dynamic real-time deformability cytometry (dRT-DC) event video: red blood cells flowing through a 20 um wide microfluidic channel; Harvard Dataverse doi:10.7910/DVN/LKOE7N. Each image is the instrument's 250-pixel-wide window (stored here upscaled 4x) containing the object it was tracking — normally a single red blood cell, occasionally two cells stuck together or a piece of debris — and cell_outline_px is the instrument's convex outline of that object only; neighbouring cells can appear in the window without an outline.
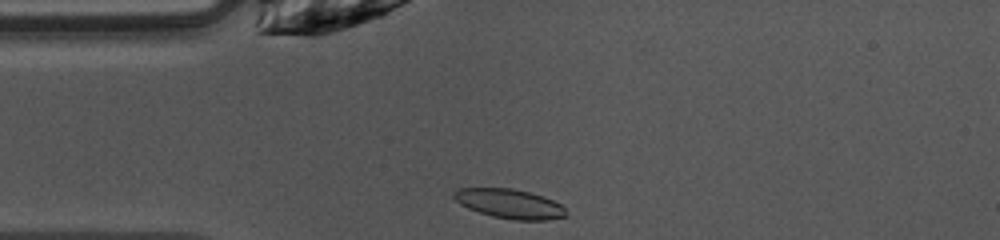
{"species": "common noctule bat (a hibernating species)", "species_latin": "Nyctalus noctula", "temperature_condition": "warm", "stored_images_in_passage": 38, "camera_frame_rate_fps": 3000, "um_per_image_px": 0.085, "animal": {"sex": "female", "body_mass_g": 10.0, "forearm_length_mm": 53.1}, "frame": {"image": 1, "passage_image": 1, "time_ms": 0.0, "image_size_px": [1000, 240], "cell_outline_px": [[568, 216], [548, 220], [512, 220], [492, 216], [468, 208], [460, 204], [452, 196], [452, 192], [456, 188], [512, 188], [544, 196], [560, 204], [568, 212]], "centroid_in_image_um": [43.32, 17.32], "position_along_channel_um": 41.7, "area_um2": 19.36}}
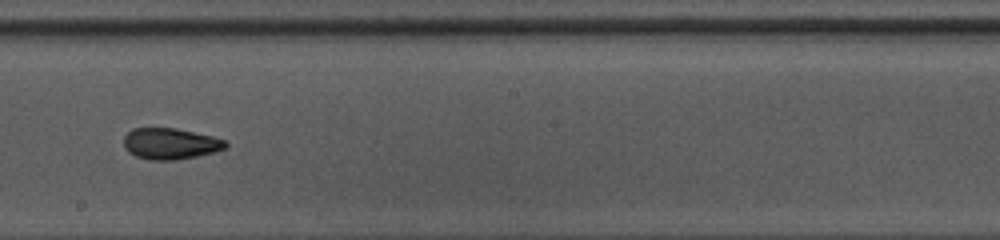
{"frame": {"image": 2, "passage_image": 16, "time_ms": 5.0, "image_size_px": [1000, 240], "cell_outline_px": [[228, 144], [224, 148], [216, 152], [176, 160], [148, 160], [136, 156], [128, 152], [124, 148], [124, 136], [132, 128], [176, 128], [212, 136], [224, 140]], "centroid_in_image_um": [14.45, 12.21], "position_along_channel_um": 233.7, "area_um2": 18.55}}
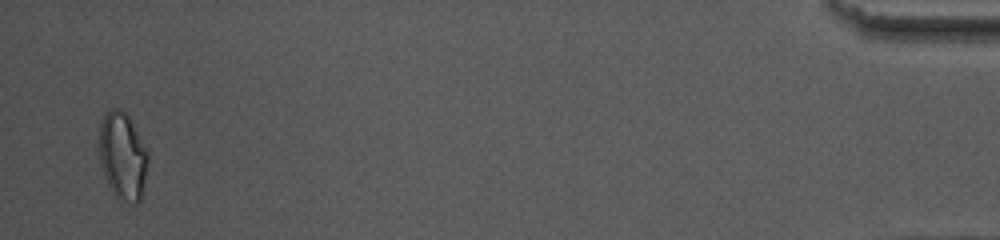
{"frame": {"image": 3, "passage_image": 37, "time_ms": 12.0, "image_size_px": [1000, 240], "cell_outline_px": [[148, 160], [140, 200], [136, 204], [120, 204], [112, 192], [104, 176], [100, 164], [96, 148], [100, 120], [104, 112], [108, 108], [120, 108], [128, 116], [140, 136], [148, 152]], "centroid_in_image_um": [10.36, 13.26], "position_along_channel_um": 424.8, "area_um2": 25.84}, "authors_computed_cell_mechanics": {"area_um2": 18.9295, "velocity_mm_per_s": 4.0659, "shape_relaxation_time_tau1_ms": 9.0874, "shape_relaxation_time_tau2_ms": 1.8262, "deformation_change_tau1": 0.2164, "deformation_change_tau2": 0.08}}